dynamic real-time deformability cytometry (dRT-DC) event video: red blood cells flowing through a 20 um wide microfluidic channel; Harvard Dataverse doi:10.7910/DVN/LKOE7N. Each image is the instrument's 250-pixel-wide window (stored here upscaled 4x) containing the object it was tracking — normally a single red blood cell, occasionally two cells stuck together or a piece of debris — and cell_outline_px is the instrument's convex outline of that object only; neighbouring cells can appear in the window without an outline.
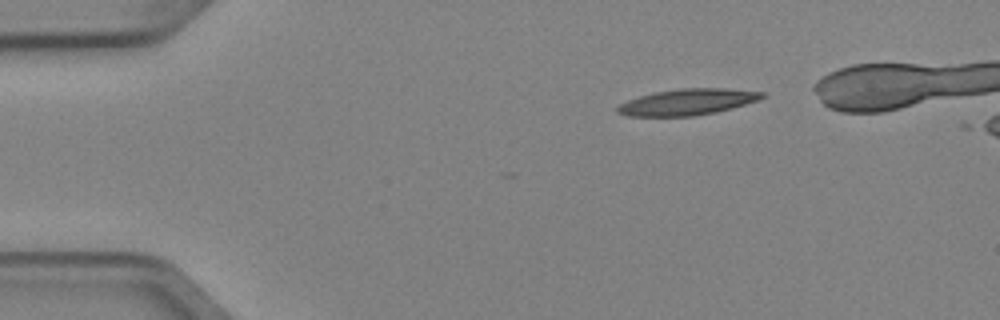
{"species": "Egyptian fruit bat (a non-hibernating species)", "species_latin": "Rousettus aegyptiacus", "temperature_condition": "cold", "stored_images_in_passage": 2, "camera_frame_rate_fps": 3000, "um_per_image_px": 0.085, "animal": {"sex": "female"}, "frame": {"image": 1, "passage_image": 1, "time_ms": 0.0, "image_size_px": [1000, 320], "cell_outline_px": [[768, 96], [732, 108], [716, 112], [692, 116], [628, 116], [616, 112], [616, 108], [620, 104], [628, 100], [640, 96], [656, 92], [680, 88], [724, 88], [768, 92]], "centroid_in_image_um": [58.47, 8.66], "position_along_channel_um": 26.5, "area_um2": 22.02}}